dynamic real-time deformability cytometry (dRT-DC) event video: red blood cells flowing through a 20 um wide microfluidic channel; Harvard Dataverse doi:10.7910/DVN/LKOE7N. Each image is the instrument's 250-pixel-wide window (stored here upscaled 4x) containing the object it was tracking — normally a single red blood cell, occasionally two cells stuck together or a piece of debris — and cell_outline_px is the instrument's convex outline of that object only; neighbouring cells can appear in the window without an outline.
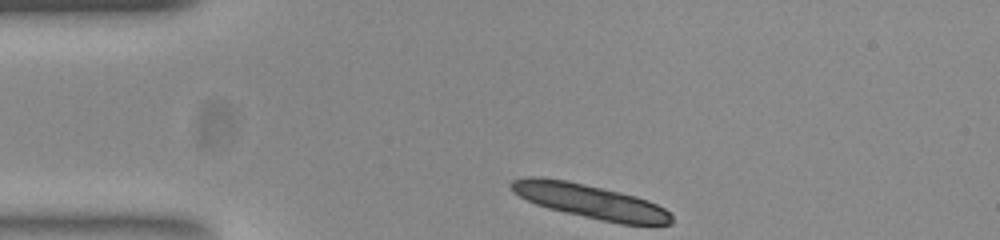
{"species": "common noctule bat (a hibernating species)", "species_latin": "Nyctalus noctula", "temperature_condition": "room temperature", "stored_images_in_passage": 33, "camera_frame_rate_fps": 3000, "um_per_image_px": 0.085, "animal": {"sex": "female", "body_mass_g": 23.0, "forearm_length_mm": 53.4}, "frame": {"image": 1, "passage_image": 1, "time_ms": 0.0, "image_size_px": [1000, 240], "cell_outline_px": [[672, 224], [620, 224], [600, 220], [564, 212], [548, 208], [536, 204], [512, 192], [508, 184], [512, 180], [528, 176], [540, 176], [568, 180], [620, 192], [636, 196], [648, 200], [664, 208], [672, 216]], "centroid_in_image_um": [50.11, 17.09], "position_along_channel_um": 34.9, "area_um2": 31.91}}
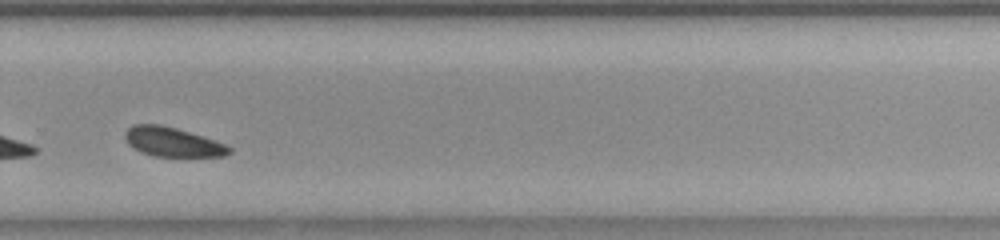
{"frame": {"image": 2, "passage_image": 27, "time_ms": 8.667, "image_size_px": [1000, 240], "cell_outline_px": [[232, 152], [224, 156], [152, 156], [140, 152], [132, 148], [128, 144], [124, 136], [124, 132], [132, 124], [160, 124], [176, 128], [228, 144], [232, 148]], "centroid_in_image_um": [14.65, 12.07], "position_along_channel_um": 315.1, "area_um2": 17.98}}
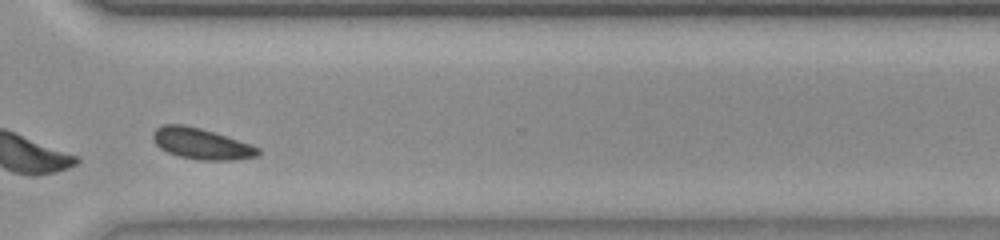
{"frame": {"image": 3, "passage_image": 30, "time_ms": 9.667, "image_size_px": [1000, 240], "cell_outline_px": [[260, 152], [256, 156], [232, 160], [200, 160], [180, 156], [168, 152], [160, 148], [152, 140], [152, 132], [156, 128], [164, 124], [184, 124], [200, 128], [252, 144], [260, 148]], "centroid_in_image_um": [17.09, 12.2], "position_along_channel_um": 353.5, "area_um2": 18.96}, "authors_computed_cell_mechanics": {"area_um2": 18.7272, "velocity_mm_per_s": 3.7875, "shape_relaxation_time_tau1_ms": 2.1432, "shape_relaxation_time_tau2_ms": null, "deformation_change_tau1": 0.104, "deformation_change_tau2": null}}